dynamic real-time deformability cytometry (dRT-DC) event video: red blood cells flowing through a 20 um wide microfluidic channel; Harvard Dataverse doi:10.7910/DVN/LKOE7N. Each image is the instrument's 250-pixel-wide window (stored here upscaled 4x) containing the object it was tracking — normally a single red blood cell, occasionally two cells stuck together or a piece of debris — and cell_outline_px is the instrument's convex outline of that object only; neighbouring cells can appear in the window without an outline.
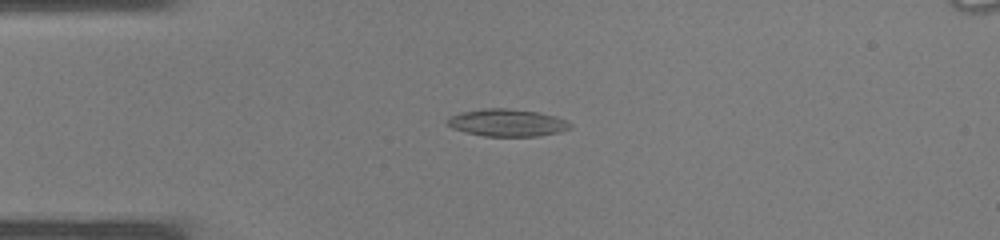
{"species": "common noctule bat (a hibernating species)", "species_latin": "Nyctalus noctula", "temperature_condition": "warm", "stored_images_in_passage": 38, "camera_frame_rate_fps": 3000, "um_per_image_px": 0.085, "animal": {"sex": "male", "body_mass_g": 19.0, "forearm_length_mm": 50.8}, "frame": {"image": 1, "passage_image": 9, "time_ms": 2.667, "image_size_px": [1000, 240], "cell_outline_px": [[572, 128], [560, 132], [540, 136], [484, 136], [452, 128], [444, 120], [448, 116], [460, 112], [488, 108], [504, 108], [536, 112], [556, 116], [568, 120], [572, 124]], "centroid_in_image_um": [43.13, 10.43], "position_along_channel_um": 41.9, "area_um2": 19.65}}
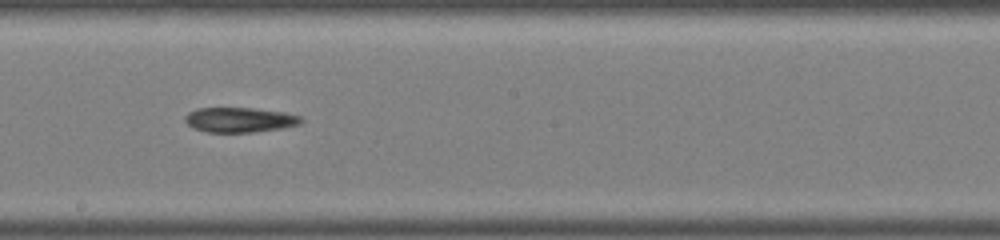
{"frame": {"image": 2, "passage_image": 21, "time_ms": 6.667, "image_size_px": [1000, 240], "cell_outline_px": [[304, 120], [300, 124], [280, 128], [252, 132], [208, 132], [192, 128], [184, 120], [184, 116], [188, 112], [196, 108], [252, 108], [284, 112], [300, 116]], "centroid_in_image_um": [20.34, 10.18], "position_along_channel_um": 227.9, "area_um2": 16.82}}
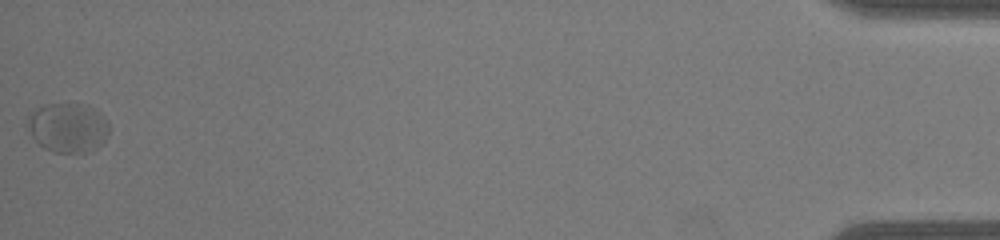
{"frame": {"image": 3, "passage_image": 38, "time_ms": 12.333, "image_size_px": [1000, 240], "cell_outline_px": [[108, 132], [104, 140], [92, 152], [52, 152], [44, 148], [32, 136], [24, 124], [28, 116], [36, 108], [44, 104], [88, 104], [104, 116], [108, 124]], "centroid_in_image_um": [5.74, 10.84], "position_along_channel_um": 429.5, "area_um2": 23.7}}